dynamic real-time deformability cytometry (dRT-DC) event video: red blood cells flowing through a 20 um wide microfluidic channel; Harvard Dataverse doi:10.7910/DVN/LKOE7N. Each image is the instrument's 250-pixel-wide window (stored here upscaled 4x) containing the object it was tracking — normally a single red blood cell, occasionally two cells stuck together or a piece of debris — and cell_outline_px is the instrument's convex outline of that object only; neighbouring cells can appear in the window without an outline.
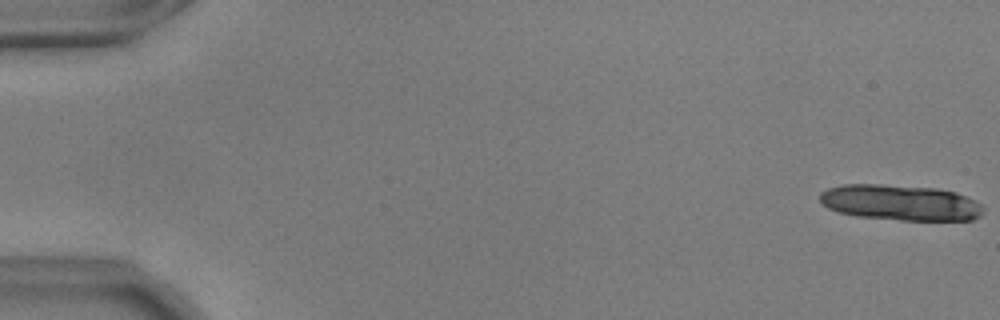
{"species": "common noctule bat (a hibernating species)", "species_latin": "Nyctalus noctula", "temperature_condition": "warm", "stored_images_in_passage": 14, "camera_frame_rate_fps": 3000, "um_per_image_px": 0.085, "animal": {"sex": "male", "body_mass_g": 17.9, "forearm_length_mm": 54.2}, "frame": {"image": 1, "passage_image": 1, "time_ms": 0.0, "image_size_px": [1000, 320], "cell_outline_px": [[984, 212], [980, 216], [972, 220], [900, 220], [856, 216], [840, 212], [828, 208], [820, 200], [820, 192], [828, 188], [840, 184], [880, 184], [936, 188], [956, 192], [976, 200], [980, 204]], "centroid_in_image_um": [76.54, 17.21], "position_along_channel_um": 8.5, "area_um2": 34.1}}